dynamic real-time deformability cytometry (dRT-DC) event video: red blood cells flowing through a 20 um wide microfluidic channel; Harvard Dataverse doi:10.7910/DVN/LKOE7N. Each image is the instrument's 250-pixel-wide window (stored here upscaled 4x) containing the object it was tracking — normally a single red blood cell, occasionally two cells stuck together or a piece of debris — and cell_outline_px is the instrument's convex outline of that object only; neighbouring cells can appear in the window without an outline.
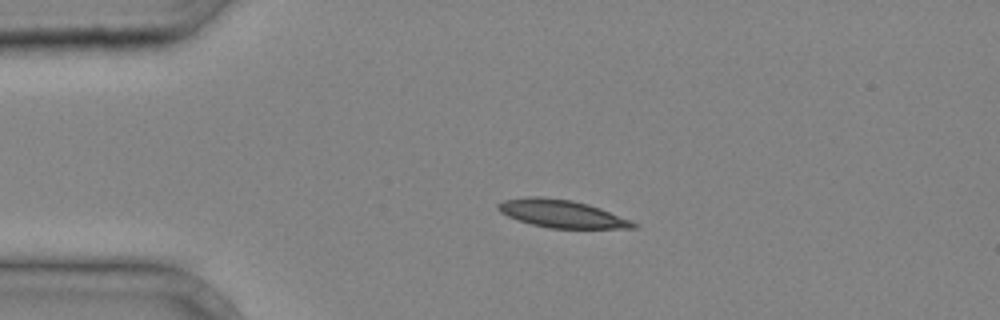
{"species": "common noctule bat (a hibernating species)", "species_latin": "Nyctalus noctula", "temperature_condition": "cold", "stored_images_in_passage": 38, "camera_frame_rate_fps": 3000, "um_per_image_px": 0.085, "animal": {"sex": "male", "body_mass_g": 20.4}, "frame": {"image": 1, "passage_image": 8, "time_ms": 2.333, "image_size_px": [1000, 320], "cell_outline_px": [[640, 224], [636, 228], [548, 228], [532, 224], [508, 216], [500, 212], [496, 208], [496, 204], [504, 200], [524, 196], [540, 196], [572, 200], [588, 204], [600, 208], [632, 220]], "centroid_in_image_um": [47.75, 18.15], "position_along_channel_um": 37.3, "area_um2": 21.96}}
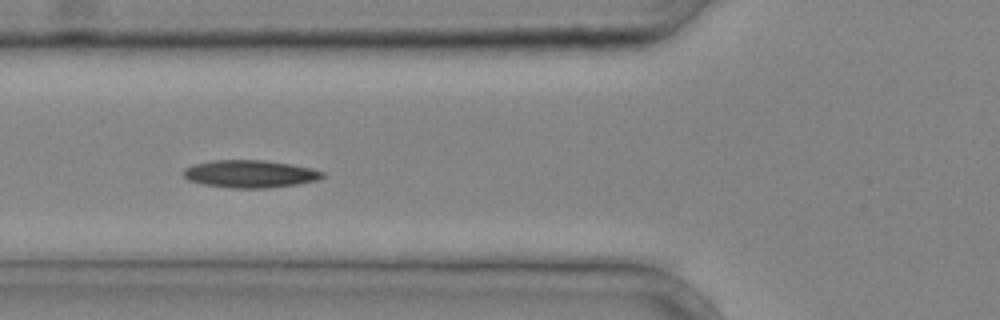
{"frame": {"image": 2, "passage_image": 14, "time_ms": 4.333, "image_size_px": [1000, 320], "cell_outline_px": [[324, 176], [320, 180], [296, 184], [264, 188], [232, 188], [204, 184], [188, 180], [184, 176], [184, 168], [192, 164], [212, 160], [268, 160], [292, 164], [312, 168], [324, 172]], "centroid_in_image_um": [21.27, 14.77], "position_along_channel_um": 104.5, "area_um2": 22.43}}
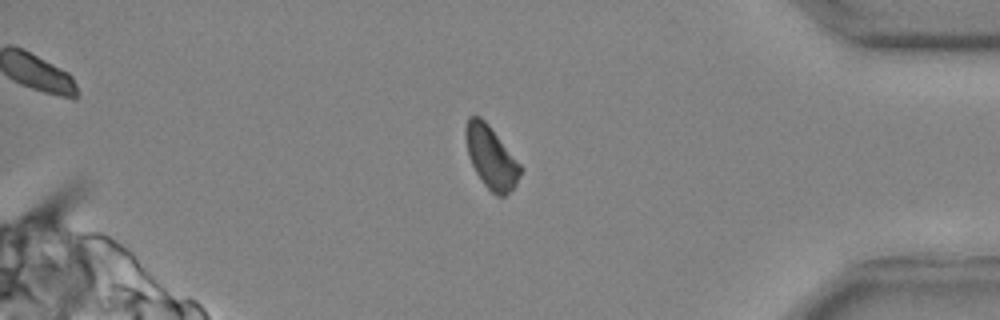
{"frame": {"image": 3, "passage_image": 33, "time_ms": 10.667, "image_size_px": [1000, 320], "cell_outline_px": [[524, 168], [516, 184], [504, 196], [496, 196], [484, 184], [476, 172], [468, 156], [464, 136], [464, 132], [468, 116], [480, 116], [488, 124]], "centroid_in_image_um": [41.74, 13.36], "position_along_channel_um": 393.5, "area_um2": 19.88}}